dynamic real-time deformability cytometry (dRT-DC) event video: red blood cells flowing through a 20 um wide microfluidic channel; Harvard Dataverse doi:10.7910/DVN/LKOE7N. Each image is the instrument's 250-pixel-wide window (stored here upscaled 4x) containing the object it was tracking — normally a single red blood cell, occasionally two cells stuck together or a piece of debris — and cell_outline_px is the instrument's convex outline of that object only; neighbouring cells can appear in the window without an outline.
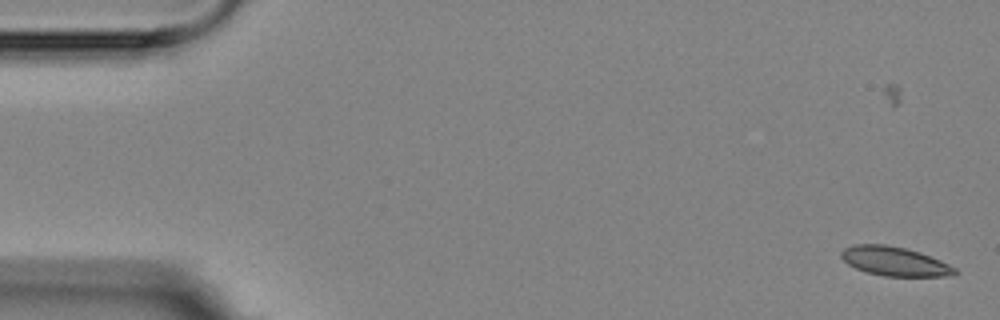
{"species": "Egyptian fruit bat (a non-hibernating species)", "species_latin": "Rousettus aegyptiacus", "temperature_condition": "room temperature", "stored_images_in_passage": 4, "camera_frame_rate_fps": 3000, "um_per_image_px": 0.085, "animal": {"sex": "female"}, "frame": {"image": 1, "passage_image": 1, "time_ms": 0.0, "image_size_px": [1000, 320], "cell_outline_px": [[960, 272], [952, 276], [884, 276], [868, 272], [856, 268], [848, 264], [840, 256], [840, 252], [844, 248], [852, 244], [884, 244], [904, 248], [920, 252], [940, 260], [956, 268]], "centroid_in_image_um": [76.05, 22.21], "position_along_channel_um": 8.9, "area_um2": 19.31}}
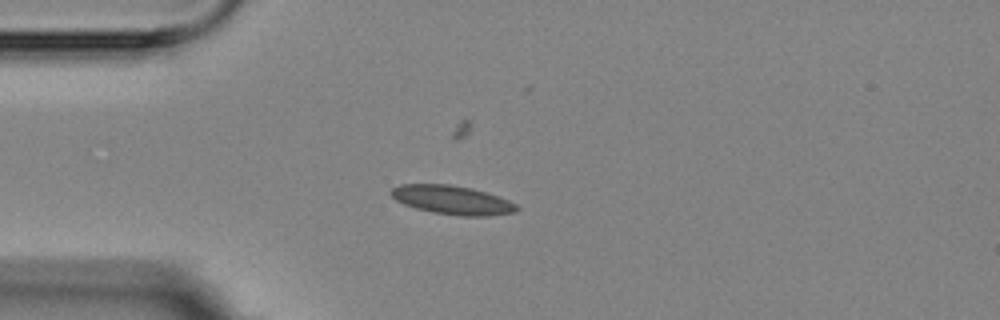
{"frame": {"image": 2, "passage_image": 4, "time_ms": 4.333, "image_size_px": [1000, 320], "cell_outline_px": [[520, 208], [516, 212], [488, 216], [460, 216], [432, 212], [416, 208], [404, 204], [396, 200], [388, 192], [392, 188], [400, 184], [448, 184], [472, 188], [508, 200], [516, 204]], "centroid_in_image_um": [38.42, 17.0], "position_along_channel_um": 46.6, "area_um2": 21.1}}